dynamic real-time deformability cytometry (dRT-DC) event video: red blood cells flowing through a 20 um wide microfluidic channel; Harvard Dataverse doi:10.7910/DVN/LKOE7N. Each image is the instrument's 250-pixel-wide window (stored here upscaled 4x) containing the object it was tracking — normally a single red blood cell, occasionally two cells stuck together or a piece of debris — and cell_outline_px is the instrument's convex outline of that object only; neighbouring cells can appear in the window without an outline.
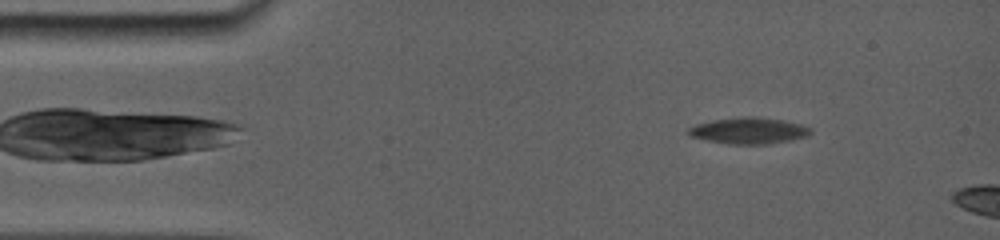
{"species": "common noctule bat (a hibernating species)", "species_latin": "Nyctalus noctula", "temperature_condition": "room temperature", "stored_images_in_passage": 8, "camera_frame_rate_fps": 5000, "um_per_image_px": 0.085, "animal": {"sex": "female", "body_mass_g": 19.0, "forearm_length_mm": 56.7}, "frame": {"image": 1, "passage_image": 5, "time_ms": 2.0, "image_size_px": [1000, 240], "cell_outline_px": [[808, 132], [800, 136], [772, 140], [716, 140], [696, 136], [688, 132], [688, 128], [700, 124], [716, 120], [780, 120], [796, 124], [808, 128]], "centroid_in_image_um": [63.56, 11.05], "position_along_channel_um": 21.4, "area_um2": 14.45}}